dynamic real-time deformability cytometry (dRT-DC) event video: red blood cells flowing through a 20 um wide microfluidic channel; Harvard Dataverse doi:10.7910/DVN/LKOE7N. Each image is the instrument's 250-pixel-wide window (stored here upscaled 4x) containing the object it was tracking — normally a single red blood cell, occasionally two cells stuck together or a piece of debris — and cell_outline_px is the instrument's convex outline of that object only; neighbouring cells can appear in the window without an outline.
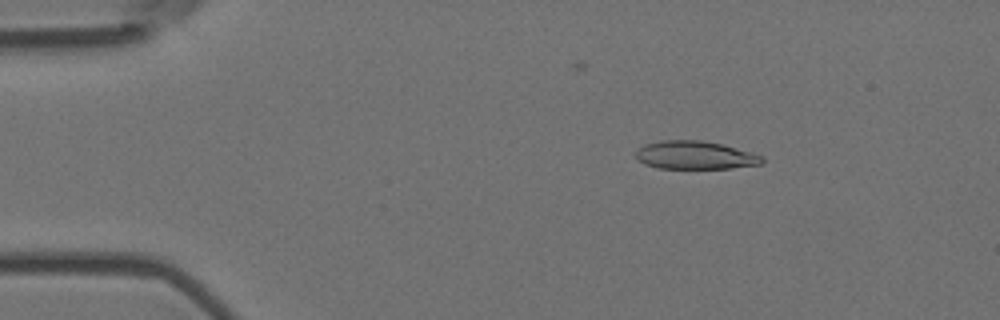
{"species": "Egyptian fruit bat (a non-hibernating species)", "species_latin": "Rousettus aegyptiacus", "temperature_condition": "room temperature", "stored_images_in_passage": 5, "camera_frame_rate_fps": 3000, "um_per_image_px": 0.085, "animal": {"sex": "female"}, "frame": {"image": 1, "passage_image": 3, "time_ms": 0.667, "image_size_px": [1000, 320], "cell_outline_px": [[764, 160], [760, 164], [732, 168], [656, 168], [644, 164], [636, 156], [636, 148], [644, 144], [660, 140], [700, 140], [720, 144], [752, 152], [764, 156]], "centroid_in_image_um": [59.06, 13.18], "position_along_channel_um": 25.9, "area_um2": 20.75}}